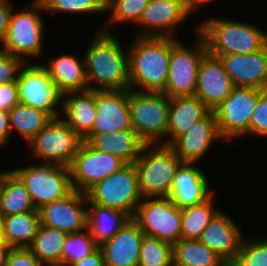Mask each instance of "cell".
Returning a JSON list of instances; mask_svg holds the SVG:
<instances>
[{"label": "cell", "instance_id": "74e56055", "mask_svg": "<svg viewBox=\"0 0 267 266\" xmlns=\"http://www.w3.org/2000/svg\"><path fill=\"white\" fill-rule=\"evenodd\" d=\"M47 12L72 14L100 13L106 11L107 0H41Z\"/></svg>", "mask_w": 267, "mask_h": 266}, {"label": "cell", "instance_id": "e575fe53", "mask_svg": "<svg viewBox=\"0 0 267 266\" xmlns=\"http://www.w3.org/2000/svg\"><path fill=\"white\" fill-rule=\"evenodd\" d=\"M138 266H172V245L143 235Z\"/></svg>", "mask_w": 267, "mask_h": 266}, {"label": "cell", "instance_id": "ac0fdd59", "mask_svg": "<svg viewBox=\"0 0 267 266\" xmlns=\"http://www.w3.org/2000/svg\"><path fill=\"white\" fill-rule=\"evenodd\" d=\"M233 88L220 59L207 52L200 61L195 96L213 111L231 94Z\"/></svg>", "mask_w": 267, "mask_h": 266}, {"label": "cell", "instance_id": "8d00e7d4", "mask_svg": "<svg viewBox=\"0 0 267 266\" xmlns=\"http://www.w3.org/2000/svg\"><path fill=\"white\" fill-rule=\"evenodd\" d=\"M149 0H107L106 10L111 11L108 23H136L140 21V17Z\"/></svg>", "mask_w": 267, "mask_h": 266}, {"label": "cell", "instance_id": "3957f363", "mask_svg": "<svg viewBox=\"0 0 267 266\" xmlns=\"http://www.w3.org/2000/svg\"><path fill=\"white\" fill-rule=\"evenodd\" d=\"M211 55L251 54L267 46V32L250 23L207 18L198 25Z\"/></svg>", "mask_w": 267, "mask_h": 266}, {"label": "cell", "instance_id": "f907efd6", "mask_svg": "<svg viewBox=\"0 0 267 266\" xmlns=\"http://www.w3.org/2000/svg\"><path fill=\"white\" fill-rule=\"evenodd\" d=\"M0 244H7L6 237H5V231H4L3 218L1 215H0Z\"/></svg>", "mask_w": 267, "mask_h": 266}, {"label": "cell", "instance_id": "83f0119b", "mask_svg": "<svg viewBox=\"0 0 267 266\" xmlns=\"http://www.w3.org/2000/svg\"><path fill=\"white\" fill-rule=\"evenodd\" d=\"M89 206L87 229L99 247L111 239L132 219L123 211H117L98 204H89Z\"/></svg>", "mask_w": 267, "mask_h": 266}, {"label": "cell", "instance_id": "6da1fadb", "mask_svg": "<svg viewBox=\"0 0 267 266\" xmlns=\"http://www.w3.org/2000/svg\"><path fill=\"white\" fill-rule=\"evenodd\" d=\"M108 27V28H107ZM84 53L86 77L92 90H129V53H124L109 26L98 29ZM96 85L92 86L90 84ZM98 86V87H97Z\"/></svg>", "mask_w": 267, "mask_h": 266}, {"label": "cell", "instance_id": "ba28073f", "mask_svg": "<svg viewBox=\"0 0 267 266\" xmlns=\"http://www.w3.org/2000/svg\"><path fill=\"white\" fill-rule=\"evenodd\" d=\"M12 171L24 183L37 210L73 191L69 167L63 165L41 163Z\"/></svg>", "mask_w": 267, "mask_h": 266}, {"label": "cell", "instance_id": "4fadbf2b", "mask_svg": "<svg viewBox=\"0 0 267 266\" xmlns=\"http://www.w3.org/2000/svg\"><path fill=\"white\" fill-rule=\"evenodd\" d=\"M263 91L253 87H234L231 94L213 110L224 141L249 134L252 113Z\"/></svg>", "mask_w": 267, "mask_h": 266}, {"label": "cell", "instance_id": "ab89813d", "mask_svg": "<svg viewBox=\"0 0 267 266\" xmlns=\"http://www.w3.org/2000/svg\"><path fill=\"white\" fill-rule=\"evenodd\" d=\"M267 137V89L259 96L249 123V135Z\"/></svg>", "mask_w": 267, "mask_h": 266}, {"label": "cell", "instance_id": "5bb4252c", "mask_svg": "<svg viewBox=\"0 0 267 266\" xmlns=\"http://www.w3.org/2000/svg\"><path fill=\"white\" fill-rule=\"evenodd\" d=\"M126 164L120 157L96 151L83 141L69 166L72 188L86 194Z\"/></svg>", "mask_w": 267, "mask_h": 266}, {"label": "cell", "instance_id": "d4e9b609", "mask_svg": "<svg viewBox=\"0 0 267 266\" xmlns=\"http://www.w3.org/2000/svg\"><path fill=\"white\" fill-rule=\"evenodd\" d=\"M210 111L195 95L170 98L167 145L171 146L196 121L205 117Z\"/></svg>", "mask_w": 267, "mask_h": 266}, {"label": "cell", "instance_id": "4316f807", "mask_svg": "<svg viewBox=\"0 0 267 266\" xmlns=\"http://www.w3.org/2000/svg\"><path fill=\"white\" fill-rule=\"evenodd\" d=\"M43 65L62 94L89 89L86 77L85 58L82 61L74 55H60Z\"/></svg>", "mask_w": 267, "mask_h": 266}, {"label": "cell", "instance_id": "e0dca14e", "mask_svg": "<svg viewBox=\"0 0 267 266\" xmlns=\"http://www.w3.org/2000/svg\"><path fill=\"white\" fill-rule=\"evenodd\" d=\"M213 56L220 59L234 87L267 89V46L251 54Z\"/></svg>", "mask_w": 267, "mask_h": 266}, {"label": "cell", "instance_id": "30bf717a", "mask_svg": "<svg viewBox=\"0 0 267 266\" xmlns=\"http://www.w3.org/2000/svg\"><path fill=\"white\" fill-rule=\"evenodd\" d=\"M194 44L193 49L187 48L176 37H171V58L163 92L169 98L195 95L200 61L207 53L206 42L199 32Z\"/></svg>", "mask_w": 267, "mask_h": 266}, {"label": "cell", "instance_id": "d590c367", "mask_svg": "<svg viewBox=\"0 0 267 266\" xmlns=\"http://www.w3.org/2000/svg\"><path fill=\"white\" fill-rule=\"evenodd\" d=\"M98 247L88 229L78 233H68L62 247V266H70L73 262L93 253Z\"/></svg>", "mask_w": 267, "mask_h": 266}, {"label": "cell", "instance_id": "bcb514c9", "mask_svg": "<svg viewBox=\"0 0 267 266\" xmlns=\"http://www.w3.org/2000/svg\"><path fill=\"white\" fill-rule=\"evenodd\" d=\"M9 113L4 110H0V146L8 143L11 134Z\"/></svg>", "mask_w": 267, "mask_h": 266}, {"label": "cell", "instance_id": "52a82bcc", "mask_svg": "<svg viewBox=\"0 0 267 266\" xmlns=\"http://www.w3.org/2000/svg\"><path fill=\"white\" fill-rule=\"evenodd\" d=\"M88 204H98L123 211L133 218L143 197L139 190L136 168L127 163L119 171L95 184L87 193Z\"/></svg>", "mask_w": 267, "mask_h": 266}, {"label": "cell", "instance_id": "603a6c76", "mask_svg": "<svg viewBox=\"0 0 267 266\" xmlns=\"http://www.w3.org/2000/svg\"><path fill=\"white\" fill-rule=\"evenodd\" d=\"M243 238L237 223L219 211L206 226L198 240L226 262L239 253Z\"/></svg>", "mask_w": 267, "mask_h": 266}, {"label": "cell", "instance_id": "8992f818", "mask_svg": "<svg viewBox=\"0 0 267 266\" xmlns=\"http://www.w3.org/2000/svg\"><path fill=\"white\" fill-rule=\"evenodd\" d=\"M128 90V105L133 129L146 144L167 145L170 98L163 92ZM166 138L160 142V139Z\"/></svg>", "mask_w": 267, "mask_h": 266}, {"label": "cell", "instance_id": "f1b7e54d", "mask_svg": "<svg viewBox=\"0 0 267 266\" xmlns=\"http://www.w3.org/2000/svg\"><path fill=\"white\" fill-rule=\"evenodd\" d=\"M38 211L21 179L11 170L0 173V215Z\"/></svg>", "mask_w": 267, "mask_h": 266}, {"label": "cell", "instance_id": "c3c4849f", "mask_svg": "<svg viewBox=\"0 0 267 266\" xmlns=\"http://www.w3.org/2000/svg\"><path fill=\"white\" fill-rule=\"evenodd\" d=\"M183 3V6L185 9L190 13L193 12V10H196L197 7L201 6L204 3H210V1L213 2V0H181Z\"/></svg>", "mask_w": 267, "mask_h": 266}, {"label": "cell", "instance_id": "44dd1931", "mask_svg": "<svg viewBox=\"0 0 267 266\" xmlns=\"http://www.w3.org/2000/svg\"><path fill=\"white\" fill-rule=\"evenodd\" d=\"M220 139L222 138L215 114L210 111L205 117L196 121L171 147L182 162L196 163L212 148L213 141Z\"/></svg>", "mask_w": 267, "mask_h": 266}, {"label": "cell", "instance_id": "f6af8a7d", "mask_svg": "<svg viewBox=\"0 0 267 266\" xmlns=\"http://www.w3.org/2000/svg\"><path fill=\"white\" fill-rule=\"evenodd\" d=\"M70 266H105L103 252L98 247L93 253L81 260L73 262Z\"/></svg>", "mask_w": 267, "mask_h": 266}, {"label": "cell", "instance_id": "4dcf8cb0", "mask_svg": "<svg viewBox=\"0 0 267 266\" xmlns=\"http://www.w3.org/2000/svg\"><path fill=\"white\" fill-rule=\"evenodd\" d=\"M6 242L12 248H29L40 225L39 211L2 216Z\"/></svg>", "mask_w": 267, "mask_h": 266}, {"label": "cell", "instance_id": "8fae6325", "mask_svg": "<svg viewBox=\"0 0 267 266\" xmlns=\"http://www.w3.org/2000/svg\"><path fill=\"white\" fill-rule=\"evenodd\" d=\"M16 84L19 103L43 110L52 118L61 117L63 94L43 65L25 63ZM59 105L60 110L57 108Z\"/></svg>", "mask_w": 267, "mask_h": 266}, {"label": "cell", "instance_id": "d6986e66", "mask_svg": "<svg viewBox=\"0 0 267 266\" xmlns=\"http://www.w3.org/2000/svg\"><path fill=\"white\" fill-rule=\"evenodd\" d=\"M189 16L181 0H149L137 24L143 26L137 36L174 37L175 26Z\"/></svg>", "mask_w": 267, "mask_h": 266}, {"label": "cell", "instance_id": "d6a6232c", "mask_svg": "<svg viewBox=\"0 0 267 266\" xmlns=\"http://www.w3.org/2000/svg\"><path fill=\"white\" fill-rule=\"evenodd\" d=\"M10 129L30 142L53 118L46 112L21 103L9 112ZM15 130V131H13Z\"/></svg>", "mask_w": 267, "mask_h": 266}, {"label": "cell", "instance_id": "836d02e7", "mask_svg": "<svg viewBox=\"0 0 267 266\" xmlns=\"http://www.w3.org/2000/svg\"><path fill=\"white\" fill-rule=\"evenodd\" d=\"M212 196L198 205L182 209V239H198L219 212L214 206Z\"/></svg>", "mask_w": 267, "mask_h": 266}, {"label": "cell", "instance_id": "cb8c5ba5", "mask_svg": "<svg viewBox=\"0 0 267 266\" xmlns=\"http://www.w3.org/2000/svg\"><path fill=\"white\" fill-rule=\"evenodd\" d=\"M92 149L120 157L126 163H134L146 144L134 129L116 132L89 133L84 139Z\"/></svg>", "mask_w": 267, "mask_h": 266}, {"label": "cell", "instance_id": "5b68a950", "mask_svg": "<svg viewBox=\"0 0 267 266\" xmlns=\"http://www.w3.org/2000/svg\"><path fill=\"white\" fill-rule=\"evenodd\" d=\"M29 4L24 10L15 13L12 10L7 32L0 41L2 49L26 63L27 58L42 55L44 49L42 40L45 27L40 14L45 11V7L41 0Z\"/></svg>", "mask_w": 267, "mask_h": 266}, {"label": "cell", "instance_id": "7dc6e473", "mask_svg": "<svg viewBox=\"0 0 267 266\" xmlns=\"http://www.w3.org/2000/svg\"><path fill=\"white\" fill-rule=\"evenodd\" d=\"M225 266H252L240 253L225 262Z\"/></svg>", "mask_w": 267, "mask_h": 266}, {"label": "cell", "instance_id": "7bdbcfd3", "mask_svg": "<svg viewBox=\"0 0 267 266\" xmlns=\"http://www.w3.org/2000/svg\"><path fill=\"white\" fill-rule=\"evenodd\" d=\"M19 104L18 87L16 81L0 85V110L9 112Z\"/></svg>", "mask_w": 267, "mask_h": 266}, {"label": "cell", "instance_id": "ee69618b", "mask_svg": "<svg viewBox=\"0 0 267 266\" xmlns=\"http://www.w3.org/2000/svg\"><path fill=\"white\" fill-rule=\"evenodd\" d=\"M12 10L13 8L9 0H0V41L7 32Z\"/></svg>", "mask_w": 267, "mask_h": 266}, {"label": "cell", "instance_id": "7a4b0ae2", "mask_svg": "<svg viewBox=\"0 0 267 266\" xmlns=\"http://www.w3.org/2000/svg\"><path fill=\"white\" fill-rule=\"evenodd\" d=\"M128 48L130 89L164 92L171 58V37L137 36Z\"/></svg>", "mask_w": 267, "mask_h": 266}, {"label": "cell", "instance_id": "1f68e13d", "mask_svg": "<svg viewBox=\"0 0 267 266\" xmlns=\"http://www.w3.org/2000/svg\"><path fill=\"white\" fill-rule=\"evenodd\" d=\"M67 234L63 230L40 224L29 248L44 266H62V247Z\"/></svg>", "mask_w": 267, "mask_h": 266}, {"label": "cell", "instance_id": "9c48e42d", "mask_svg": "<svg viewBox=\"0 0 267 266\" xmlns=\"http://www.w3.org/2000/svg\"><path fill=\"white\" fill-rule=\"evenodd\" d=\"M132 219L144 235L171 245L182 238V210L169 197H144Z\"/></svg>", "mask_w": 267, "mask_h": 266}, {"label": "cell", "instance_id": "2e32d148", "mask_svg": "<svg viewBox=\"0 0 267 266\" xmlns=\"http://www.w3.org/2000/svg\"><path fill=\"white\" fill-rule=\"evenodd\" d=\"M96 117L90 133L133 129L128 90H95Z\"/></svg>", "mask_w": 267, "mask_h": 266}, {"label": "cell", "instance_id": "681fc988", "mask_svg": "<svg viewBox=\"0 0 267 266\" xmlns=\"http://www.w3.org/2000/svg\"><path fill=\"white\" fill-rule=\"evenodd\" d=\"M12 247L8 244H0V266H5Z\"/></svg>", "mask_w": 267, "mask_h": 266}, {"label": "cell", "instance_id": "484cf974", "mask_svg": "<svg viewBox=\"0 0 267 266\" xmlns=\"http://www.w3.org/2000/svg\"><path fill=\"white\" fill-rule=\"evenodd\" d=\"M61 113L65 116L62 119L83 140L92 131L96 117L95 90L88 89L63 94Z\"/></svg>", "mask_w": 267, "mask_h": 266}, {"label": "cell", "instance_id": "60d3db41", "mask_svg": "<svg viewBox=\"0 0 267 266\" xmlns=\"http://www.w3.org/2000/svg\"><path fill=\"white\" fill-rule=\"evenodd\" d=\"M26 62L4 49H0V85L17 81L19 72Z\"/></svg>", "mask_w": 267, "mask_h": 266}, {"label": "cell", "instance_id": "9a60e30c", "mask_svg": "<svg viewBox=\"0 0 267 266\" xmlns=\"http://www.w3.org/2000/svg\"><path fill=\"white\" fill-rule=\"evenodd\" d=\"M88 198L85 193L73 190L61 200L53 201L38 209L40 224L78 233L87 229L88 210L85 208Z\"/></svg>", "mask_w": 267, "mask_h": 266}, {"label": "cell", "instance_id": "b9f144b4", "mask_svg": "<svg viewBox=\"0 0 267 266\" xmlns=\"http://www.w3.org/2000/svg\"><path fill=\"white\" fill-rule=\"evenodd\" d=\"M5 266H44L30 248H12Z\"/></svg>", "mask_w": 267, "mask_h": 266}, {"label": "cell", "instance_id": "ffe728a7", "mask_svg": "<svg viewBox=\"0 0 267 266\" xmlns=\"http://www.w3.org/2000/svg\"><path fill=\"white\" fill-rule=\"evenodd\" d=\"M194 164L183 162L178 167L168 196L181 210L198 205L212 195L206 174Z\"/></svg>", "mask_w": 267, "mask_h": 266}, {"label": "cell", "instance_id": "f546056e", "mask_svg": "<svg viewBox=\"0 0 267 266\" xmlns=\"http://www.w3.org/2000/svg\"><path fill=\"white\" fill-rule=\"evenodd\" d=\"M172 266H225V261L198 239H180L172 245Z\"/></svg>", "mask_w": 267, "mask_h": 266}, {"label": "cell", "instance_id": "7402d4cb", "mask_svg": "<svg viewBox=\"0 0 267 266\" xmlns=\"http://www.w3.org/2000/svg\"><path fill=\"white\" fill-rule=\"evenodd\" d=\"M144 233L131 219L111 239L100 246L105 266H138Z\"/></svg>", "mask_w": 267, "mask_h": 266}, {"label": "cell", "instance_id": "f35d334b", "mask_svg": "<svg viewBox=\"0 0 267 266\" xmlns=\"http://www.w3.org/2000/svg\"><path fill=\"white\" fill-rule=\"evenodd\" d=\"M239 253L252 264V266H267V238L242 239Z\"/></svg>", "mask_w": 267, "mask_h": 266}, {"label": "cell", "instance_id": "277c9868", "mask_svg": "<svg viewBox=\"0 0 267 266\" xmlns=\"http://www.w3.org/2000/svg\"><path fill=\"white\" fill-rule=\"evenodd\" d=\"M182 163L171 146L145 144L133 163L142 197H168L176 171Z\"/></svg>", "mask_w": 267, "mask_h": 266}, {"label": "cell", "instance_id": "7c38bea8", "mask_svg": "<svg viewBox=\"0 0 267 266\" xmlns=\"http://www.w3.org/2000/svg\"><path fill=\"white\" fill-rule=\"evenodd\" d=\"M83 140L61 117L53 118L30 142L34 157L42 163L69 167Z\"/></svg>", "mask_w": 267, "mask_h": 266}]
</instances>
